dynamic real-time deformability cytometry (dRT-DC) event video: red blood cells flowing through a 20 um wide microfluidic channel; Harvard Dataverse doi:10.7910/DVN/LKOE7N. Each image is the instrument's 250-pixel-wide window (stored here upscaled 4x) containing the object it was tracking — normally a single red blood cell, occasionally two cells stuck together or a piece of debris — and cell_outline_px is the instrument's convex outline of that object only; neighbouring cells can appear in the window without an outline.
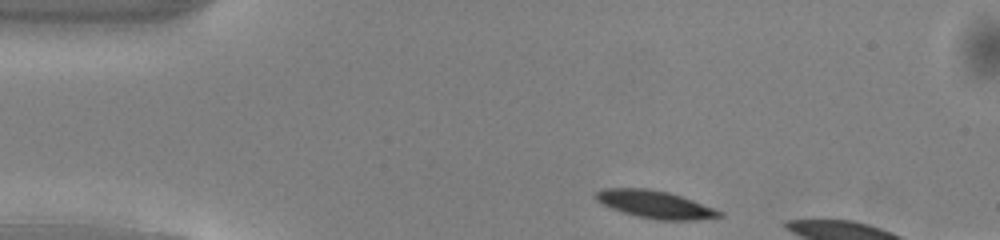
{"species": "common noctule bat (a hibernating species)", "species_latin": "Nyctalus noctula", "temperature_condition": "warm", "stored_images_in_passage": 6, "camera_frame_rate_fps": 3000, "um_per_image_px": 0.085, "animal": {"sex": "male", "body_mass_g": 13.0, "forearm_length_mm": 53.1}, "frame": {"image": 1, "passage_image": 1, "time_ms": 0.0, "image_size_px": [1000, 240], "cell_outline_px": [[724, 216], [696, 220], [656, 220], [636, 216], [612, 208], [596, 200], [596, 192], [604, 188], [648, 188], [668, 192], [692, 200], [724, 212]], "centroid_in_image_um": [55.71, 17.38], "position_along_channel_um": 29.3, "area_um2": 19.71}}